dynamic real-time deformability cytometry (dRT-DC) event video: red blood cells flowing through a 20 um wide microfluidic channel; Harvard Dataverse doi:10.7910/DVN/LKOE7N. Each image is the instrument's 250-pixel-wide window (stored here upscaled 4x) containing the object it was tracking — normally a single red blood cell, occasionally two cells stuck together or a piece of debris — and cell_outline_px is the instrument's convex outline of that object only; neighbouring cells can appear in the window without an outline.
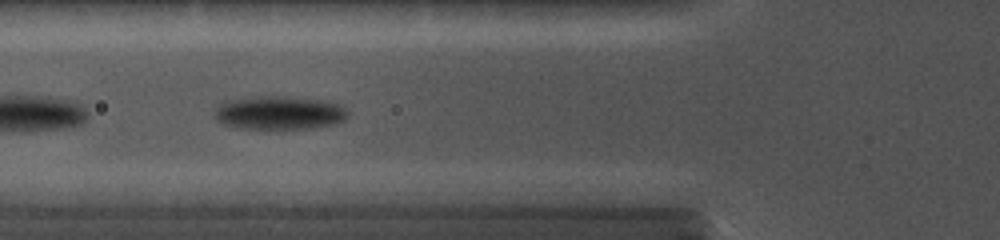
{"species": "common noctule bat (a hibernating species)", "species_latin": "Nyctalus noctula", "temperature_condition": "cold", "stored_images_in_passage": 35, "camera_frame_rate_fps": 5000, "um_per_image_px": 0.085, "animal": {"sex": "female", "body_mass_g": 19.0, "forearm_length_mm": 56.7}, "frame": {"image": 1, "passage_image": 12, "time_ms": 1.6, "image_size_px": [1000, 240], "cell_outline_px": [[348, 116], [344, 120], [332, 124], [312, 128], [236, 128], [224, 124], [216, 120], [212, 116], [212, 112], [224, 100], [252, 96], [288, 96], [328, 100], [340, 104], [348, 112]], "centroid_in_image_um": [23.69, 9.56], "position_along_channel_um": 102.1, "area_um2": 26.47}}